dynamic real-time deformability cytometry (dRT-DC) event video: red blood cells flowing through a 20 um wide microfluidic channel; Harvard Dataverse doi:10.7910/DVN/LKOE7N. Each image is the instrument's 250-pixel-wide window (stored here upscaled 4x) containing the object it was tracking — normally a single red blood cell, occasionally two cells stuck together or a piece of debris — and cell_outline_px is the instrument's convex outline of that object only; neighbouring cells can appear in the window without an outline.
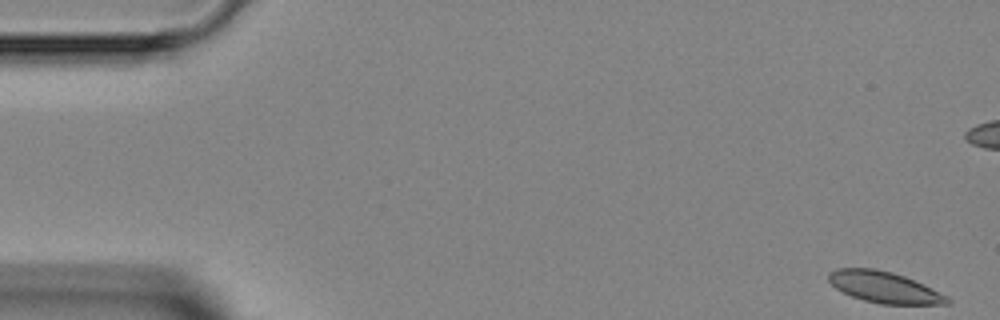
{"species": "Egyptian fruit bat (a non-hibernating species)", "species_latin": "Rousettus aegyptiacus", "temperature_condition": "room temperature", "stored_images_in_passage": 7, "camera_frame_rate_fps": 3000, "um_per_image_px": 0.085, "animal": {"sex": "female"}, "frame": {"image": 1, "passage_image": 1, "time_ms": 0.0, "image_size_px": [1000, 320], "cell_outline_px": [[952, 300], [948, 304], [880, 304], [864, 300], [852, 296], [836, 288], [828, 280], [828, 272], [836, 268], [876, 268], [892, 272], [904, 276], [948, 296]], "centroid_in_image_um": [75.14, 24.41], "position_along_channel_um": 9.9, "area_um2": 21.44}}
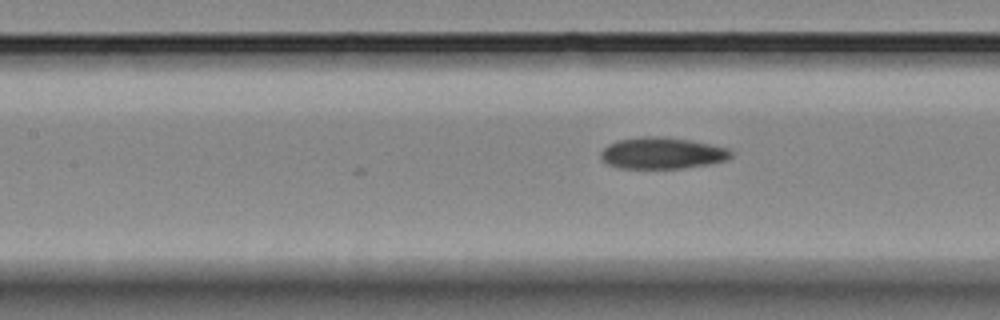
{"frame": {"image": 2, "passage_image": 7, "time_ms": 8.0, "image_size_px": [1000, 320], "cell_outline_px": [[732, 156], [728, 160], [708, 164], [684, 168], [620, 168], [608, 164], [600, 160], [600, 152], [608, 144], [616, 140], [640, 136], [664, 136], [688, 140], [728, 148], [732, 152]], "centroid_in_image_um": [56.24, 13.01], "position_along_channel_um": 151.2, "area_um2": 24.04}}